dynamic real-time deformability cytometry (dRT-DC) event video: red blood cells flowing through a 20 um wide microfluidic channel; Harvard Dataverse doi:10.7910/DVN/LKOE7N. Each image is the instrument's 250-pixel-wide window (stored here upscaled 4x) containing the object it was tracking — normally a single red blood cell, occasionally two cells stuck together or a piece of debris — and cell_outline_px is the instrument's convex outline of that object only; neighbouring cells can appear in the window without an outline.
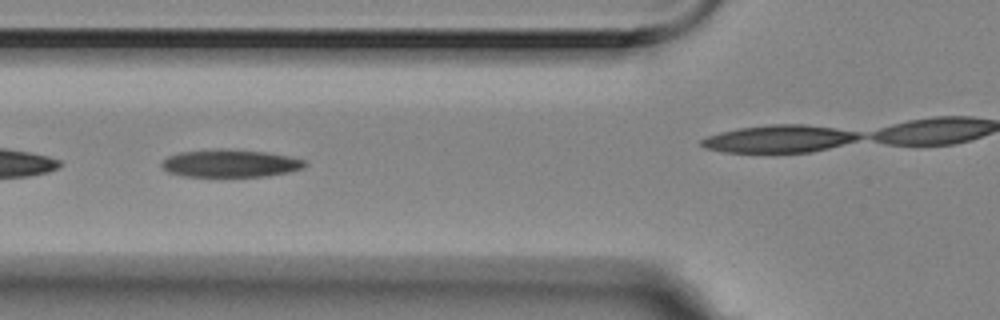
{"species": "Egyptian fruit bat (a non-hibernating species)", "species_latin": "Rousettus aegyptiacus", "temperature_condition": "room temperature", "stored_images_in_passage": 15, "camera_frame_rate_fps": 3000, "um_per_image_px": 0.085, "animal": {"sex": "female"}, "frame": {"image": 1, "passage_image": 5, "time_ms": 1.333, "image_size_px": [1000, 320], "cell_outline_px": [[308, 164], [304, 168], [288, 172], [264, 176], [184, 176], [168, 172], [160, 164], [168, 156], [180, 152], [220, 148], [264, 152], [288, 156], [304, 160]], "centroid_in_image_um": [19.57, 13.88], "position_along_channel_um": 106.2, "area_um2": 22.89}}